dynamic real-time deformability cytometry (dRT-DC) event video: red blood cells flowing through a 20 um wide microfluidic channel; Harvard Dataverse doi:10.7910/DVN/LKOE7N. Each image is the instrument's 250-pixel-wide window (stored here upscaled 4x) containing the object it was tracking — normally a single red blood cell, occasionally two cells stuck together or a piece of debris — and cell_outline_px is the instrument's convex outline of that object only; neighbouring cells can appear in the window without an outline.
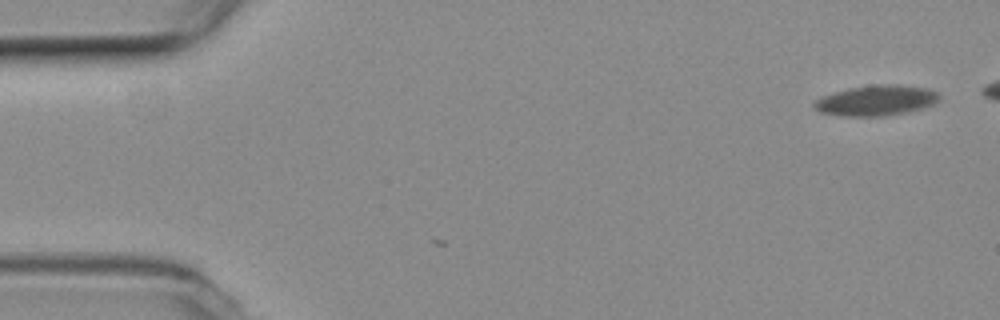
{"species": "common noctule bat (a hibernating species)", "species_latin": "Nyctalus noctula", "temperature_condition": "room temperature", "stored_images_in_passage": 2, "camera_frame_rate_fps": 3000, "um_per_image_px": 0.085, "animal": {"sex": "female", "body_mass_g": 19.3, "forearm_length_mm": 54.1}, "frame": {"image": 1, "passage_image": 2, "time_ms": 0.333, "image_size_px": [1000, 320], "cell_outline_px": [[940, 100], [924, 108], [884, 116], [844, 116], [820, 112], [812, 104], [820, 96], [848, 88], [880, 84], [900, 84], [928, 88], [936, 92], [940, 96]], "centroid_in_image_um": [74.48, 8.53], "position_along_channel_um": 10.5, "area_um2": 22.2}}